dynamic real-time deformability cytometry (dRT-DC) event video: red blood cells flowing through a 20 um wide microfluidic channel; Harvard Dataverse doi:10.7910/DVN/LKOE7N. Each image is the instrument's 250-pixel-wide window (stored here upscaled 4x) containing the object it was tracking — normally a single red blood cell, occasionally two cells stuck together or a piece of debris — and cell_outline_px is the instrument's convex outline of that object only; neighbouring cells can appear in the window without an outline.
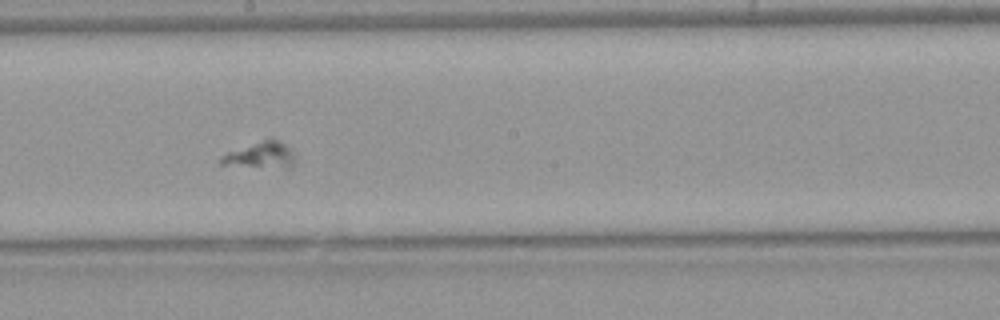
{"species": "Egyptian fruit bat (a non-hibernating species)", "species_latin": "Rousettus aegyptiacus", "temperature_condition": "warm", "stored_images_in_passage": 55, "segment_of_instrument_passage": [1, 2], "camera_frame_rate_fps": 3000, "um_per_image_px": 0.085, "animal": {"sex": "female"}, "frame": {"image": 1, "passage_image": 30, "time_ms": 9.667, "image_size_px": [1000, 320], "cell_outline_px": [[292, 168], [284, 168], [220, 164], [220, 156], [228, 152], [272, 136], [292, 148]], "centroid_in_image_um": [22.18, 13.16], "position_along_channel_um": 226.0, "area_um2": 11.27}}
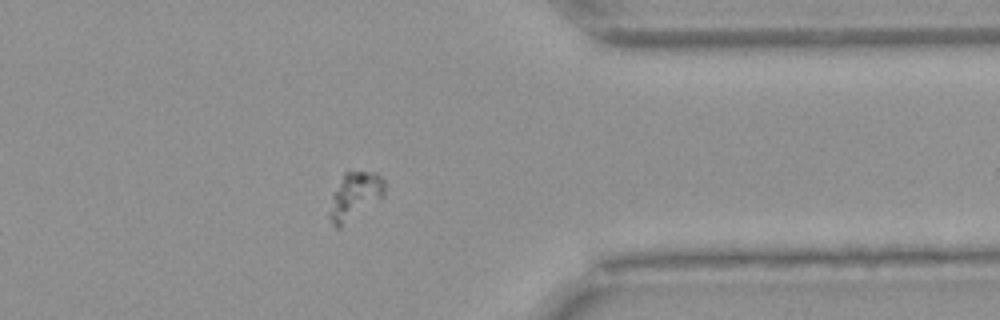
{"frame": {"image": 2, "passage_image": 43, "time_ms": 14.0, "image_size_px": [1000, 320], "cell_outline_px": [[384, 196], [340, 228], [336, 228], [332, 224], [328, 216], [328, 212], [332, 192], [344, 172], [376, 172], [384, 180]], "centroid_in_image_um": [30.11, 16.67], "position_along_channel_um": 381.3, "area_um2": 15.32}}
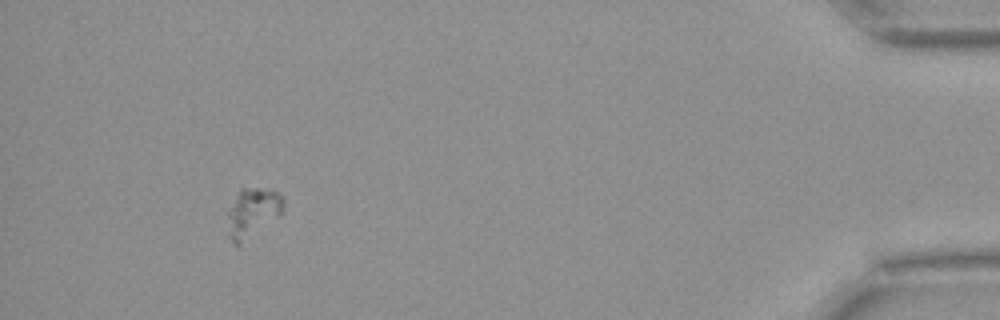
{"frame": {"image": 3, "passage_image": 50, "time_ms": 16.333, "image_size_px": [1000, 320], "cell_outline_px": [[284, 208], [280, 212], [240, 244], [232, 244], [228, 236], [228, 212], [240, 188], [256, 188], [276, 192], [284, 200]], "centroid_in_image_um": [21.41, 18.05], "position_along_channel_um": 413.8, "area_um2": 15.14}}